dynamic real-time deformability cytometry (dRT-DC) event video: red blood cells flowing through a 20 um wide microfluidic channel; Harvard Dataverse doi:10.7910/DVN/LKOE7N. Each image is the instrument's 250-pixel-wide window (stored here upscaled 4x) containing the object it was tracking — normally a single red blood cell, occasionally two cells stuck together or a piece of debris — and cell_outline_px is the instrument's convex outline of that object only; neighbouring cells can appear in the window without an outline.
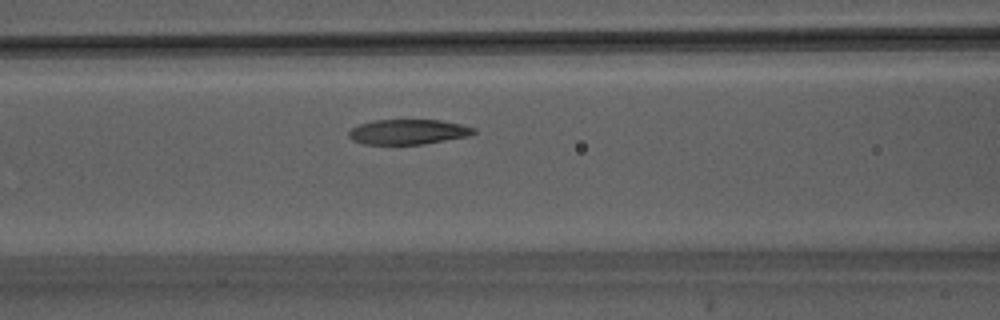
{"species": "Egyptian fruit bat (a non-hibernating species)", "species_latin": "Rousettus aegyptiacus", "temperature_condition": "warm", "stored_images_in_passage": 34, "camera_frame_rate_fps": 3000, "um_per_image_px": 0.085, "animal": {"sex": "male"}, "frame": {"image": 1, "passage_image": 8, "time_ms": 2.333, "image_size_px": [1000, 320], "cell_outline_px": [[476, 132], [468, 136], [424, 144], [364, 144], [352, 140], [348, 136], [348, 132], [352, 128], [360, 124], [372, 120], [440, 120], [460, 124], [476, 128]], "centroid_in_image_um": [34.68, 11.21], "position_along_channel_um": 131.9, "area_um2": 18.21}}
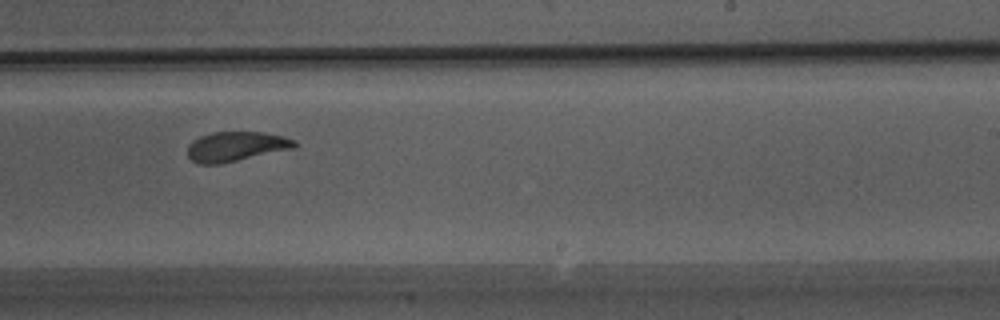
{"frame": {"image": 2, "passage_image": 17, "time_ms": 5.333, "image_size_px": [1000, 320], "cell_outline_px": [[296, 148], [220, 164], [200, 164], [192, 160], [188, 156], [188, 144], [192, 140], [200, 136], [212, 132], [264, 132], [296, 140]], "centroid_in_image_um": [20.05, 12.45], "position_along_channel_um": 269.0, "area_um2": 18.55}}
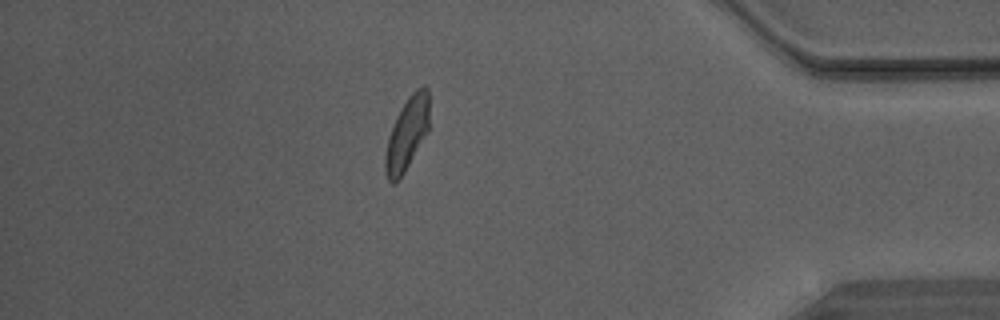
{"frame": {"image": 3, "passage_image": 28, "time_ms": 9.0, "image_size_px": [1000, 320], "cell_outline_px": [[428, 132], [404, 172], [392, 184], [388, 180], [384, 168], [384, 156], [388, 136], [396, 116], [408, 96], [416, 88], [424, 84], [428, 88]], "centroid_in_image_um": [34.58, 11.34], "position_along_channel_um": 400.6, "area_um2": 18.61}}